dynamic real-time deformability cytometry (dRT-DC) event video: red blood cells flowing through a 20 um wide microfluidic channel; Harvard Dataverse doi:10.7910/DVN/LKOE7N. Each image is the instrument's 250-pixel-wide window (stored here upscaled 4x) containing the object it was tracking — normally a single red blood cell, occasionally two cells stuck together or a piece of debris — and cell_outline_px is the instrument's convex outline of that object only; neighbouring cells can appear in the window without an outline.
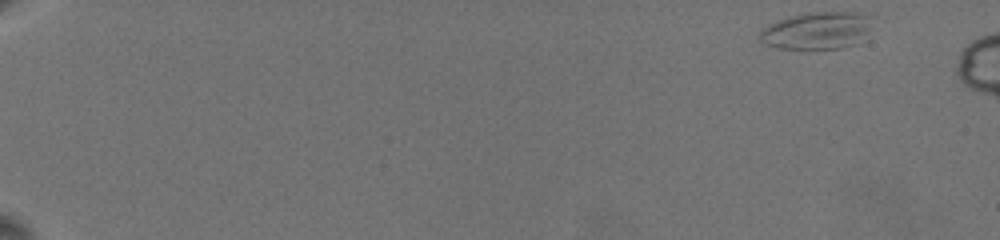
{"species": "common noctule bat (a hibernating species)", "species_latin": "Nyctalus noctula", "temperature_condition": "warm", "stored_images_in_passage": 39, "camera_frame_rate_fps": 3000, "um_per_image_px": 0.085, "animal": {"sex": "female", "body_mass_g": 19.5, "forearm_length_mm": 54.1}, "frame": {"image": 1, "passage_image": 1, "time_ms": 0.0, "image_size_px": [1000, 240], "cell_outline_px": [[868, 40], [856, 44], [840, 48], [780, 48], [764, 44], [760, 40], [760, 28], [776, 20], [792, 16], [812, 12], [860, 12], [868, 16]], "centroid_in_image_um": [69.44, 2.6], "position_along_channel_um": 15.6, "area_um2": 24.45}}